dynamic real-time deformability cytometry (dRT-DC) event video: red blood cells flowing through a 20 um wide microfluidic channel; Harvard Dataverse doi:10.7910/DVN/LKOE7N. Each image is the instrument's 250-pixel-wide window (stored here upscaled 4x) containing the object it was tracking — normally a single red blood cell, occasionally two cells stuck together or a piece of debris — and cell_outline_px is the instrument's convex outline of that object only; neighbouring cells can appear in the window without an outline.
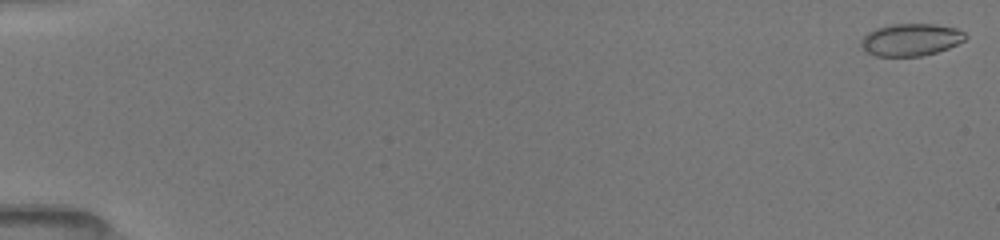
{"species": "common noctule bat (a hibernating species)", "species_latin": "Nyctalus noctula", "temperature_condition": "room temperature", "stored_images_in_passage": 12, "camera_frame_rate_fps": 3000, "um_per_image_px": 0.085, "animal": {"sex": "female", "body_mass_g": 19.5, "forearm_length_mm": 54.1}, "frame": {"image": 1, "passage_image": 1, "time_ms": 0.0, "image_size_px": [1000, 240], "cell_outline_px": [[968, 36], [964, 40], [948, 48], [936, 52], [920, 56], [876, 56], [864, 52], [860, 44], [860, 40], [868, 32], [876, 28], [892, 24], [936, 24], [956, 28], [964, 32]], "centroid_in_image_um": [77.39, 3.37], "position_along_channel_um": 7.6, "area_um2": 19.71}}